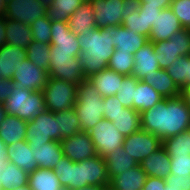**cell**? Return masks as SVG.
<instances>
[{
    "instance_id": "obj_21",
    "label": "cell",
    "mask_w": 190,
    "mask_h": 190,
    "mask_svg": "<svg viewBox=\"0 0 190 190\" xmlns=\"http://www.w3.org/2000/svg\"><path fill=\"white\" fill-rule=\"evenodd\" d=\"M27 58L26 49L5 44L0 48V79H12L15 69Z\"/></svg>"
},
{
    "instance_id": "obj_44",
    "label": "cell",
    "mask_w": 190,
    "mask_h": 190,
    "mask_svg": "<svg viewBox=\"0 0 190 190\" xmlns=\"http://www.w3.org/2000/svg\"><path fill=\"white\" fill-rule=\"evenodd\" d=\"M34 41L50 44L51 20L47 17L38 18L30 25Z\"/></svg>"
},
{
    "instance_id": "obj_14",
    "label": "cell",
    "mask_w": 190,
    "mask_h": 190,
    "mask_svg": "<svg viewBox=\"0 0 190 190\" xmlns=\"http://www.w3.org/2000/svg\"><path fill=\"white\" fill-rule=\"evenodd\" d=\"M65 157L73 162H81L97 155L88 132L81 131L60 141Z\"/></svg>"
},
{
    "instance_id": "obj_28",
    "label": "cell",
    "mask_w": 190,
    "mask_h": 190,
    "mask_svg": "<svg viewBox=\"0 0 190 190\" xmlns=\"http://www.w3.org/2000/svg\"><path fill=\"white\" fill-rule=\"evenodd\" d=\"M84 166L85 181L88 185L109 186L106 161L100 155L81 161Z\"/></svg>"
},
{
    "instance_id": "obj_10",
    "label": "cell",
    "mask_w": 190,
    "mask_h": 190,
    "mask_svg": "<svg viewBox=\"0 0 190 190\" xmlns=\"http://www.w3.org/2000/svg\"><path fill=\"white\" fill-rule=\"evenodd\" d=\"M25 140L30 146L58 141V122L55 120V113L45 110L27 122Z\"/></svg>"
},
{
    "instance_id": "obj_54",
    "label": "cell",
    "mask_w": 190,
    "mask_h": 190,
    "mask_svg": "<svg viewBox=\"0 0 190 190\" xmlns=\"http://www.w3.org/2000/svg\"><path fill=\"white\" fill-rule=\"evenodd\" d=\"M7 154L8 153H7L6 145L0 138V164L3 165L6 162H8Z\"/></svg>"
},
{
    "instance_id": "obj_42",
    "label": "cell",
    "mask_w": 190,
    "mask_h": 190,
    "mask_svg": "<svg viewBox=\"0 0 190 190\" xmlns=\"http://www.w3.org/2000/svg\"><path fill=\"white\" fill-rule=\"evenodd\" d=\"M137 82L138 80L134 76H125L121 82V86L115 97L125 108L133 109Z\"/></svg>"
},
{
    "instance_id": "obj_53",
    "label": "cell",
    "mask_w": 190,
    "mask_h": 190,
    "mask_svg": "<svg viewBox=\"0 0 190 190\" xmlns=\"http://www.w3.org/2000/svg\"><path fill=\"white\" fill-rule=\"evenodd\" d=\"M7 18L0 12V48L6 44Z\"/></svg>"
},
{
    "instance_id": "obj_30",
    "label": "cell",
    "mask_w": 190,
    "mask_h": 190,
    "mask_svg": "<svg viewBox=\"0 0 190 190\" xmlns=\"http://www.w3.org/2000/svg\"><path fill=\"white\" fill-rule=\"evenodd\" d=\"M32 41L30 25L16 20L6 21V44L26 49Z\"/></svg>"
},
{
    "instance_id": "obj_17",
    "label": "cell",
    "mask_w": 190,
    "mask_h": 190,
    "mask_svg": "<svg viewBox=\"0 0 190 190\" xmlns=\"http://www.w3.org/2000/svg\"><path fill=\"white\" fill-rule=\"evenodd\" d=\"M133 58L132 76L136 77L138 81H142L144 77H149L155 71L160 70L153 42L148 41L133 54Z\"/></svg>"
},
{
    "instance_id": "obj_13",
    "label": "cell",
    "mask_w": 190,
    "mask_h": 190,
    "mask_svg": "<svg viewBox=\"0 0 190 190\" xmlns=\"http://www.w3.org/2000/svg\"><path fill=\"white\" fill-rule=\"evenodd\" d=\"M48 78V71L39 68L26 58L15 69L11 80L23 89L43 91Z\"/></svg>"
},
{
    "instance_id": "obj_33",
    "label": "cell",
    "mask_w": 190,
    "mask_h": 190,
    "mask_svg": "<svg viewBox=\"0 0 190 190\" xmlns=\"http://www.w3.org/2000/svg\"><path fill=\"white\" fill-rule=\"evenodd\" d=\"M28 186L31 190H64L53 169L37 168L29 174Z\"/></svg>"
},
{
    "instance_id": "obj_60",
    "label": "cell",
    "mask_w": 190,
    "mask_h": 190,
    "mask_svg": "<svg viewBox=\"0 0 190 190\" xmlns=\"http://www.w3.org/2000/svg\"><path fill=\"white\" fill-rule=\"evenodd\" d=\"M10 190H31L30 187L28 185L22 186V187H18V188H13Z\"/></svg>"
},
{
    "instance_id": "obj_3",
    "label": "cell",
    "mask_w": 190,
    "mask_h": 190,
    "mask_svg": "<svg viewBox=\"0 0 190 190\" xmlns=\"http://www.w3.org/2000/svg\"><path fill=\"white\" fill-rule=\"evenodd\" d=\"M103 102V97L89 79H85L78 84L77 101L74 109L82 131L88 132L99 121L104 119Z\"/></svg>"
},
{
    "instance_id": "obj_62",
    "label": "cell",
    "mask_w": 190,
    "mask_h": 190,
    "mask_svg": "<svg viewBox=\"0 0 190 190\" xmlns=\"http://www.w3.org/2000/svg\"><path fill=\"white\" fill-rule=\"evenodd\" d=\"M105 190H113L111 187L107 186Z\"/></svg>"
},
{
    "instance_id": "obj_34",
    "label": "cell",
    "mask_w": 190,
    "mask_h": 190,
    "mask_svg": "<svg viewBox=\"0 0 190 190\" xmlns=\"http://www.w3.org/2000/svg\"><path fill=\"white\" fill-rule=\"evenodd\" d=\"M28 178L29 174L14 163L8 161L2 165L0 174L2 190H10L28 185Z\"/></svg>"
},
{
    "instance_id": "obj_24",
    "label": "cell",
    "mask_w": 190,
    "mask_h": 190,
    "mask_svg": "<svg viewBox=\"0 0 190 190\" xmlns=\"http://www.w3.org/2000/svg\"><path fill=\"white\" fill-rule=\"evenodd\" d=\"M94 12L90 1H85L81 6L69 17L68 25L70 31L75 35H85L96 28Z\"/></svg>"
},
{
    "instance_id": "obj_15",
    "label": "cell",
    "mask_w": 190,
    "mask_h": 190,
    "mask_svg": "<svg viewBox=\"0 0 190 190\" xmlns=\"http://www.w3.org/2000/svg\"><path fill=\"white\" fill-rule=\"evenodd\" d=\"M59 178L62 187L66 190H75L88 186L85 181L84 166L82 162H73L63 157L53 169Z\"/></svg>"
},
{
    "instance_id": "obj_58",
    "label": "cell",
    "mask_w": 190,
    "mask_h": 190,
    "mask_svg": "<svg viewBox=\"0 0 190 190\" xmlns=\"http://www.w3.org/2000/svg\"><path fill=\"white\" fill-rule=\"evenodd\" d=\"M40 3H42L46 8L51 7L53 0H38Z\"/></svg>"
},
{
    "instance_id": "obj_52",
    "label": "cell",
    "mask_w": 190,
    "mask_h": 190,
    "mask_svg": "<svg viewBox=\"0 0 190 190\" xmlns=\"http://www.w3.org/2000/svg\"><path fill=\"white\" fill-rule=\"evenodd\" d=\"M161 185H166L165 179L147 177L142 190H161Z\"/></svg>"
},
{
    "instance_id": "obj_8",
    "label": "cell",
    "mask_w": 190,
    "mask_h": 190,
    "mask_svg": "<svg viewBox=\"0 0 190 190\" xmlns=\"http://www.w3.org/2000/svg\"><path fill=\"white\" fill-rule=\"evenodd\" d=\"M0 12L7 20L27 25L47 16V8L38 0H0Z\"/></svg>"
},
{
    "instance_id": "obj_36",
    "label": "cell",
    "mask_w": 190,
    "mask_h": 190,
    "mask_svg": "<svg viewBox=\"0 0 190 190\" xmlns=\"http://www.w3.org/2000/svg\"><path fill=\"white\" fill-rule=\"evenodd\" d=\"M112 123L124 137L142 129L140 113L132 108H125L114 117Z\"/></svg>"
},
{
    "instance_id": "obj_23",
    "label": "cell",
    "mask_w": 190,
    "mask_h": 190,
    "mask_svg": "<svg viewBox=\"0 0 190 190\" xmlns=\"http://www.w3.org/2000/svg\"><path fill=\"white\" fill-rule=\"evenodd\" d=\"M125 75L119 74L111 69H104L97 72L88 79L95 85L102 97L115 96L121 86Z\"/></svg>"
},
{
    "instance_id": "obj_18",
    "label": "cell",
    "mask_w": 190,
    "mask_h": 190,
    "mask_svg": "<svg viewBox=\"0 0 190 190\" xmlns=\"http://www.w3.org/2000/svg\"><path fill=\"white\" fill-rule=\"evenodd\" d=\"M182 28L178 18L170 7L162 9L159 15H157L155 26H152L148 41L169 40L174 33Z\"/></svg>"
},
{
    "instance_id": "obj_1",
    "label": "cell",
    "mask_w": 190,
    "mask_h": 190,
    "mask_svg": "<svg viewBox=\"0 0 190 190\" xmlns=\"http://www.w3.org/2000/svg\"><path fill=\"white\" fill-rule=\"evenodd\" d=\"M141 128L161 140L190 130V108L180 95L164 98L149 110L140 113Z\"/></svg>"
},
{
    "instance_id": "obj_25",
    "label": "cell",
    "mask_w": 190,
    "mask_h": 190,
    "mask_svg": "<svg viewBox=\"0 0 190 190\" xmlns=\"http://www.w3.org/2000/svg\"><path fill=\"white\" fill-rule=\"evenodd\" d=\"M37 161L38 168L54 169L64 157L59 141L30 146Z\"/></svg>"
},
{
    "instance_id": "obj_5",
    "label": "cell",
    "mask_w": 190,
    "mask_h": 190,
    "mask_svg": "<svg viewBox=\"0 0 190 190\" xmlns=\"http://www.w3.org/2000/svg\"><path fill=\"white\" fill-rule=\"evenodd\" d=\"M77 89L78 84L49 77L43 89L46 110L56 113L73 108L77 101Z\"/></svg>"
},
{
    "instance_id": "obj_11",
    "label": "cell",
    "mask_w": 190,
    "mask_h": 190,
    "mask_svg": "<svg viewBox=\"0 0 190 190\" xmlns=\"http://www.w3.org/2000/svg\"><path fill=\"white\" fill-rule=\"evenodd\" d=\"M93 141L97 155L105 158L114 152L116 148H121L124 142V136L117 130L109 120L102 119L94 128L88 131Z\"/></svg>"
},
{
    "instance_id": "obj_40",
    "label": "cell",
    "mask_w": 190,
    "mask_h": 190,
    "mask_svg": "<svg viewBox=\"0 0 190 190\" xmlns=\"http://www.w3.org/2000/svg\"><path fill=\"white\" fill-rule=\"evenodd\" d=\"M162 147L169 156L190 155V130L162 140Z\"/></svg>"
},
{
    "instance_id": "obj_46",
    "label": "cell",
    "mask_w": 190,
    "mask_h": 190,
    "mask_svg": "<svg viewBox=\"0 0 190 190\" xmlns=\"http://www.w3.org/2000/svg\"><path fill=\"white\" fill-rule=\"evenodd\" d=\"M169 157L172 175L190 177V155H176Z\"/></svg>"
},
{
    "instance_id": "obj_32",
    "label": "cell",
    "mask_w": 190,
    "mask_h": 190,
    "mask_svg": "<svg viewBox=\"0 0 190 190\" xmlns=\"http://www.w3.org/2000/svg\"><path fill=\"white\" fill-rule=\"evenodd\" d=\"M164 98L155 91L150 84L138 81L135 91V99L133 102V109L142 113L149 110Z\"/></svg>"
},
{
    "instance_id": "obj_19",
    "label": "cell",
    "mask_w": 190,
    "mask_h": 190,
    "mask_svg": "<svg viewBox=\"0 0 190 190\" xmlns=\"http://www.w3.org/2000/svg\"><path fill=\"white\" fill-rule=\"evenodd\" d=\"M6 148L8 161L20 169L30 174L38 168L35 156L26 140L18 141L6 146Z\"/></svg>"
},
{
    "instance_id": "obj_43",
    "label": "cell",
    "mask_w": 190,
    "mask_h": 190,
    "mask_svg": "<svg viewBox=\"0 0 190 190\" xmlns=\"http://www.w3.org/2000/svg\"><path fill=\"white\" fill-rule=\"evenodd\" d=\"M122 26L133 33H139L145 36V20L143 14H139V8L132 3L124 15Z\"/></svg>"
},
{
    "instance_id": "obj_61",
    "label": "cell",
    "mask_w": 190,
    "mask_h": 190,
    "mask_svg": "<svg viewBox=\"0 0 190 190\" xmlns=\"http://www.w3.org/2000/svg\"><path fill=\"white\" fill-rule=\"evenodd\" d=\"M1 170H2V164H0V174H1ZM0 189H2L1 181H0Z\"/></svg>"
},
{
    "instance_id": "obj_37",
    "label": "cell",
    "mask_w": 190,
    "mask_h": 190,
    "mask_svg": "<svg viewBox=\"0 0 190 190\" xmlns=\"http://www.w3.org/2000/svg\"><path fill=\"white\" fill-rule=\"evenodd\" d=\"M88 0H53L47 8V17L55 22H68L69 17Z\"/></svg>"
},
{
    "instance_id": "obj_47",
    "label": "cell",
    "mask_w": 190,
    "mask_h": 190,
    "mask_svg": "<svg viewBox=\"0 0 190 190\" xmlns=\"http://www.w3.org/2000/svg\"><path fill=\"white\" fill-rule=\"evenodd\" d=\"M103 99L104 119L113 122L114 117L123 111L125 107L122 106L120 101L115 96L103 97Z\"/></svg>"
},
{
    "instance_id": "obj_9",
    "label": "cell",
    "mask_w": 190,
    "mask_h": 190,
    "mask_svg": "<svg viewBox=\"0 0 190 190\" xmlns=\"http://www.w3.org/2000/svg\"><path fill=\"white\" fill-rule=\"evenodd\" d=\"M97 28L120 26L134 0H89Z\"/></svg>"
},
{
    "instance_id": "obj_39",
    "label": "cell",
    "mask_w": 190,
    "mask_h": 190,
    "mask_svg": "<svg viewBox=\"0 0 190 190\" xmlns=\"http://www.w3.org/2000/svg\"><path fill=\"white\" fill-rule=\"evenodd\" d=\"M50 46L51 44H45L33 40L26 48L27 59L39 68L49 71Z\"/></svg>"
},
{
    "instance_id": "obj_20",
    "label": "cell",
    "mask_w": 190,
    "mask_h": 190,
    "mask_svg": "<svg viewBox=\"0 0 190 190\" xmlns=\"http://www.w3.org/2000/svg\"><path fill=\"white\" fill-rule=\"evenodd\" d=\"M148 42V38L139 33H133L126 27L114 26L113 45L116 51L134 54Z\"/></svg>"
},
{
    "instance_id": "obj_51",
    "label": "cell",
    "mask_w": 190,
    "mask_h": 190,
    "mask_svg": "<svg viewBox=\"0 0 190 190\" xmlns=\"http://www.w3.org/2000/svg\"><path fill=\"white\" fill-rule=\"evenodd\" d=\"M14 86L15 83L11 79H0V103L4 104Z\"/></svg>"
},
{
    "instance_id": "obj_6",
    "label": "cell",
    "mask_w": 190,
    "mask_h": 190,
    "mask_svg": "<svg viewBox=\"0 0 190 190\" xmlns=\"http://www.w3.org/2000/svg\"><path fill=\"white\" fill-rule=\"evenodd\" d=\"M160 69H167L178 57L190 55V29L182 28L169 40L153 42Z\"/></svg>"
},
{
    "instance_id": "obj_4",
    "label": "cell",
    "mask_w": 190,
    "mask_h": 190,
    "mask_svg": "<svg viewBox=\"0 0 190 190\" xmlns=\"http://www.w3.org/2000/svg\"><path fill=\"white\" fill-rule=\"evenodd\" d=\"M4 106L7 114L16 115L27 122L46 110L43 91L23 89L16 84Z\"/></svg>"
},
{
    "instance_id": "obj_27",
    "label": "cell",
    "mask_w": 190,
    "mask_h": 190,
    "mask_svg": "<svg viewBox=\"0 0 190 190\" xmlns=\"http://www.w3.org/2000/svg\"><path fill=\"white\" fill-rule=\"evenodd\" d=\"M26 132L27 121L20 119L16 115L7 114L0 125V138L6 146L25 140Z\"/></svg>"
},
{
    "instance_id": "obj_55",
    "label": "cell",
    "mask_w": 190,
    "mask_h": 190,
    "mask_svg": "<svg viewBox=\"0 0 190 190\" xmlns=\"http://www.w3.org/2000/svg\"><path fill=\"white\" fill-rule=\"evenodd\" d=\"M181 96L184 98L186 104L190 108V86H187L181 90Z\"/></svg>"
},
{
    "instance_id": "obj_48",
    "label": "cell",
    "mask_w": 190,
    "mask_h": 190,
    "mask_svg": "<svg viewBox=\"0 0 190 190\" xmlns=\"http://www.w3.org/2000/svg\"><path fill=\"white\" fill-rule=\"evenodd\" d=\"M139 14H143L145 20V37L149 38L152 26H155L157 15L161 12V9L156 7H138Z\"/></svg>"
},
{
    "instance_id": "obj_31",
    "label": "cell",
    "mask_w": 190,
    "mask_h": 190,
    "mask_svg": "<svg viewBox=\"0 0 190 190\" xmlns=\"http://www.w3.org/2000/svg\"><path fill=\"white\" fill-rule=\"evenodd\" d=\"M104 159L109 179L139 165L122 147L116 148L113 153L107 155Z\"/></svg>"
},
{
    "instance_id": "obj_41",
    "label": "cell",
    "mask_w": 190,
    "mask_h": 190,
    "mask_svg": "<svg viewBox=\"0 0 190 190\" xmlns=\"http://www.w3.org/2000/svg\"><path fill=\"white\" fill-rule=\"evenodd\" d=\"M133 66L134 58L132 54L114 50L107 68L125 76H132Z\"/></svg>"
},
{
    "instance_id": "obj_45",
    "label": "cell",
    "mask_w": 190,
    "mask_h": 190,
    "mask_svg": "<svg viewBox=\"0 0 190 190\" xmlns=\"http://www.w3.org/2000/svg\"><path fill=\"white\" fill-rule=\"evenodd\" d=\"M170 8L178 18L181 26L190 29V0H173Z\"/></svg>"
},
{
    "instance_id": "obj_26",
    "label": "cell",
    "mask_w": 190,
    "mask_h": 190,
    "mask_svg": "<svg viewBox=\"0 0 190 190\" xmlns=\"http://www.w3.org/2000/svg\"><path fill=\"white\" fill-rule=\"evenodd\" d=\"M147 175L140 165L110 179L109 187L113 190H142Z\"/></svg>"
},
{
    "instance_id": "obj_29",
    "label": "cell",
    "mask_w": 190,
    "mask_h": 190,
    "mask_svg": "<svg viewBox=\"0 0 190 190\" xmlns=\"http://www.w3.org/2000/svg\"><path fill=\"white\" fill-rule=\"evenodd\" d=\"M142 81L150 84L163 98H174L181 95V89L165 69L155 71L151 76L144 77Z\"/></svg>"
},
{
    "instance_id": "obj_57",
    "label": "cell",
    "mask_w": 190,
    "mask_h": 190,
    "mask_svg": "<svg viewBox=\"0 0 190 190\" xmlns=\"http://www.w3.org/2000/svg\"><path fill=\"white\" fill-rule=\"evenodd\" d=\"M6 116H7V112L5 110V106L4 104L0 103V125L5 120Z\"/></svg>"
},
{
    "instance_id": "obj_12",
    "label": "cell",
    "mask_w": 190,
    "mask_h": 190,
    "mask_svg": "<svg viewBox=\"0 0 190 190\" xmlns=\"http://www.w3.org/2000/svg\"><path fill=\"white\" fill-rule=\"evenodd\" d=\"M162 147V140L156 135L140 130L124 138L122 148L138 164Z\"/></svg>"
},
{
    "instance_id": "obj_2",
    "label": "cell",
    "mask_w": 190,
    "mask_h": 190,
    "mask_svg": "<svg viewBox=\"0 0 190 190\" xmlns=\"http://www.w3.org/2000/svg\"><path fill=\"white\" fill-rule=\"evenodd\" d=\"M114 26L94 28L85 35H78L80 45L81 68L88 79L97 72L108 67L109 60L115 50L113 45Z\"/></svg>"
},
{
    "instance_id": "obj_49",
    "label": "cell",
    "mask_w": 190,
    "mask_h": 190,
    "mask_svg": "<svg viewBox=\"0 0 190 190\" xmlns=\"http://www.w3.org/2000/svg\"><path fill=\"white\" fill-rule=\"evenodd\" d=\"M166 185L176 186L180 190H190V177L185 176H174L170 174L165 179Z\"/></svg>"
},
{
    "instance_id": "obj_59",
    "label": "cell",
    "mask_w": 190,
    "mask_h": 190,
    "mask_svg": "<svg viewBox=\"0 0 190 190\" xmlns=\"http://www.w3.org/2000/svg\"><path fill=\"white\" fill-rule=\"evenodd\" d=\"M161 190H180L176 186L161 185Z\"/></svg>"
},
{
    "instance_id": "obj_38",
    "label": "cell",
    "mask_w": 190,
    "mask_h": 190,
    "mask_svg": "<svg viewBox=\"0 0 190 190\" xmlns=\"http://www.w3.org/2000/svg\"><path fill=\"white\" fill-rule=\"evenodd\" d=\"M166 71L181 90L190 86V55L176 58Z\"/></svg>"
},
{
    "instance_id": "obj_22",
    "label": "cell",
    "mask_w": 190,
    "mask_h": 190,
    "mask_svg": "<svg viewBox=\"0 0 190 190\" xmlns=\"http://www.w3.org/2000/svg\"><path fill=\"white\" fill-rule=\"evenodd\" d=\"M147 177L166 179L171 174V163L163 147L146 157L140 164Z\"/></svg>"
},
{
    "instance_id": "obj_50",
    "label": "cell",
    "mask_w": 190,
    "mask_h": 190,
    "mask_svg": "<svg viewBox=\"0 0 190 190\" xmlns=\"http://www.w3.org/2000/svg\"><path fill=\"white\" fill-rule=\"evenodd\" d=\"M173 0H134L137 7H156L157 9H166L171 6Z\"/></svg>"
},
{
    "instance_id": "obj_7",
    "label": "cell",
    "mask_w": 190,
    "mask_h": 190,
    "mask_svg": "<svg viewBox=\"0 0 190 190\" xmlns=\"http://www.w3.org/2000/svg\"><path fill=\"white\" fill-rule=\"evenodd\" d=\"M49 77L79 84L86 78L81 68L80 57H72V52L55 51L50 46Z\"/></svg>"
},
{
    "instance_id": "obj_16",
    "label": "cell",
    "mask_w": 190,
    "mask_h": 190,
    "mask_svg": "<svg viewBox=\"0 0 190 190\" xmlns=\"http://www.w3.org/2000/svg\"><path fill=\"white\" fill-rule=\"evenodd\" d=\"M51 47L55 51L72 52V57L81 55L77 35L73 34L68 22L51 21Z\"/></svg>"
},
{
    "instance_id": "obj_35",
    "label": "cell",
    "mask_w": 190,
    "mask_h": 190,
    "mask_svg": "<svg viewBox=\"0 0 190 190\" xmlns=\"http://www.w3.org/2000/svg\"><path fill=\"white\" fill-rule=\"evenodd\" d=\"M55 120L58 122V141L68 138L81 132L80 121L73 108L55 113Z\"/></svg>"
},
{
    "instance_id": "obj_56",
    "label": "cell",
    "mask_w": 190,
    "mask_h": 190,
    "mask_svg": "<svg viewBox=\"0 0 190 190\" xmlns=\"http://www.w3.org/2000/svg\"><path fill=\"white\" fill-rule=\"evenodd\" d=\"M107 186H100V185H88L83 188H78L75 190H105Z\"/></svg>"
}]
</instances>
